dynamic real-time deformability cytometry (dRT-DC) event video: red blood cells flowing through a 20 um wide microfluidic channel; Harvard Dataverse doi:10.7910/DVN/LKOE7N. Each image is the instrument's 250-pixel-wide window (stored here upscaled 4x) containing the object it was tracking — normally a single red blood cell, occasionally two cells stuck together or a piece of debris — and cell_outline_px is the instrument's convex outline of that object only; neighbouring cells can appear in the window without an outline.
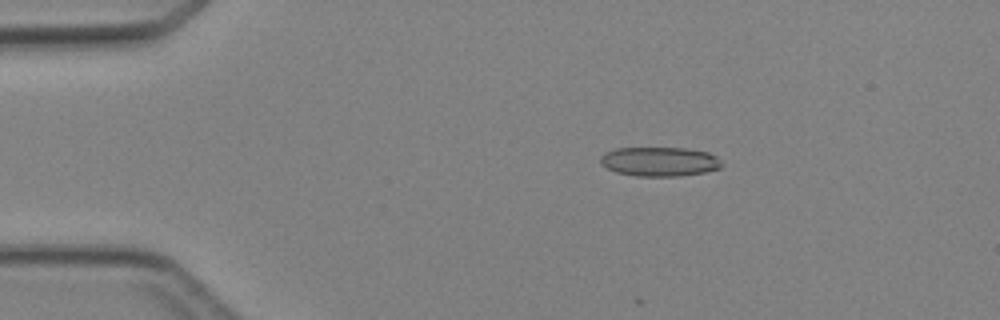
{"species": "Egyptian fruit bat (a non-hibernating species)", "species_latin": "Rousettus aegyptiacus", "temperature_condition": "cold", "stored_images_in_passage": 3, "camera_frame_rate_fps": 3000, "um_per_image_px": 0.085, "animal": {"sex": "female"}, "frame": {"image": 1, "passage_image": 1, "time_ms": 0.0, "image_size_px": [1000, 320], "cell_outline_px": [[724, 164], [720, 168], [704, 172], [680, 176], [636, 176], [616, 172], [600, 164], [600, 156], [604, 152], [616, 148], [688, 148], [708, 152], [716, 156]], "centroid_in_image_um": [56.06, 13.73], "position_along_channel_um": 28.9, "area_um2": 20.87}}
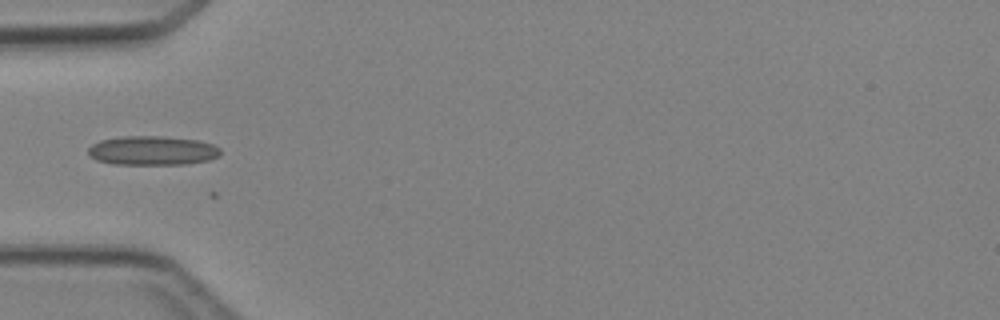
{"frame": {"image": 2, "passage_image": 3, "time_ms": 2.333, "image_size_px": [1000, 320], "cell_outline_px": [[220, 156], [208, 160], [188, 164], [112, 164], [96, 160], [88, 156], [88, 148], [92, 144], [100, 140], [120, 136], [164, 136], [196, 140], [212, 144], [220, 148]], "centroid_in_image_um": [12.92, 12.8], "position_along_channel_um": 72.1, "area_um2": 22.66}}